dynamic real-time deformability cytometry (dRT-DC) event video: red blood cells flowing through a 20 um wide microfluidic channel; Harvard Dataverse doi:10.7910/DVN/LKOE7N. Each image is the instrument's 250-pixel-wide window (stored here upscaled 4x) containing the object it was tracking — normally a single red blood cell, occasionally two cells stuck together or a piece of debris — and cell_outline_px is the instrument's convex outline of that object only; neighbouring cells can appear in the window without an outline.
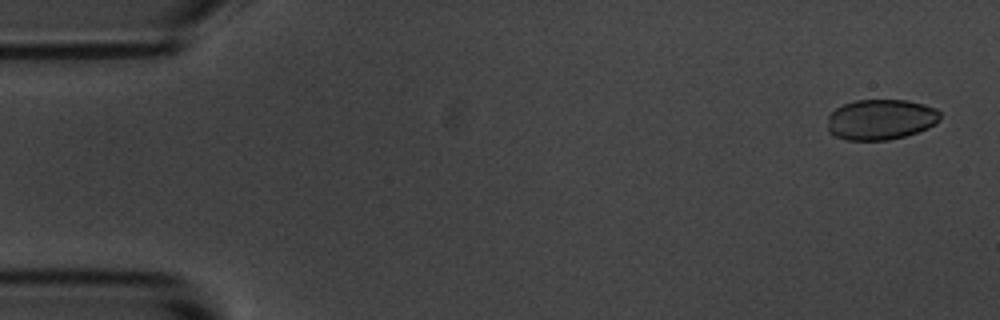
{"species": "common noctule bat (a hibernating species)", "species_latin": "Nyctalus noctula", "temperature_condition": "room temperature", "stored_images_in_passage": 6, "camera_frame_rate_fps": 3000, "um_per_image_px": 0.085, "animal": {"sex": "male", "body_mass_g": 20.1, "forearm_length_mm": 53.5}, "frame": {"image": 1, "passage_image": 1, "time_ms": 0.0, "image_size_px": [1000, 320], "cell_outline_px": [[940, 120], [936, 124], [928, 128], [904, 136], [888, 140], [844, 140], [828, 132], [828, 116], [836, 108], [844, 104], [856, 100], [908, 100], [924, 104], [936, 108], [940, 112]], "centroid_in_image_um": [74.87, 10.15], "position_along_channel_um": 10.1, "area_um2": 26.7}}
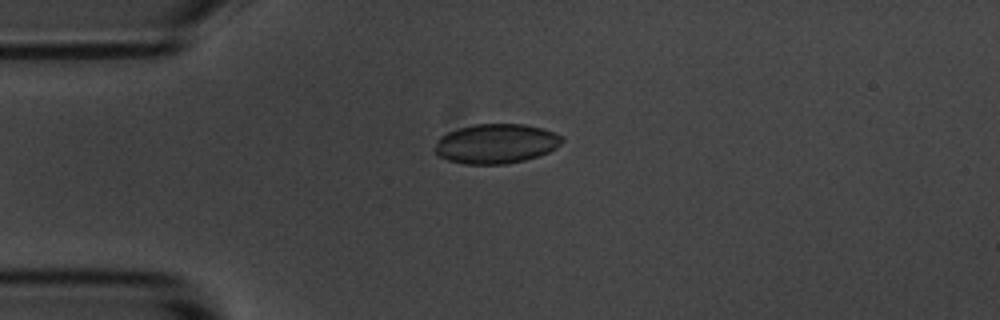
{"frame": {"image": 2, "passage_image": 4, "time_ms": 3.667, "image_size_px": [1000, 320], "cell_outline_px": [[564, 140], [556, 148], [548, 152], [524, 160], [508, 164], [464, 164], [448, 160], [440, 156], [436, 152], [436, 144], [440, 136], [448, 132], [460, 128], [476, 124], [524, 124], [544, 128], [564, 136]], "centroid_in_image_um": [42.2, 12.21], "position_along_channel_um": 42.8, "area_um2": 29.3}}